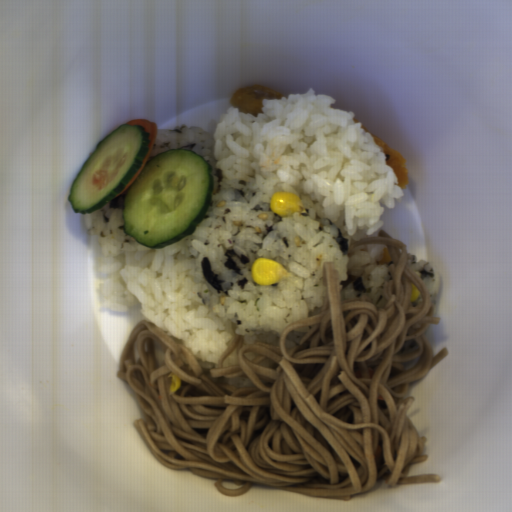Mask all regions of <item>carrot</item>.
Instances as JSON below:
<instances>
[{"label": "carrot", "instance_id": "obj_1", "mask_svg": "<svg viewBox=\"0 0 512 512\" xmlns=\"http://www.w3.org/2000/svg\"><path fill=\"white\" fill-rule=\"evenodd\" d=\"M125 125H141L145 129L146 132H149V137L148 138L150 140V143H149V147H148V154L142 160L140 168L134 174V176L129 180V182L125 185L123 190L115 196V198H117V197L123 195L124 193L128 192V190L131 187V185L133 184V182L136 180V178L140 175V173L145 168V166L147 164V161H148V159L150 157V154L152 152V149H153V147L155 145V141H156V137H157V133H158L157 124L155 122H152L151 120H146V119H142V118L132 119L131 121H129Z\"/></svg>", "mask_w": 512, "mask_h": 512}]
</instances>
